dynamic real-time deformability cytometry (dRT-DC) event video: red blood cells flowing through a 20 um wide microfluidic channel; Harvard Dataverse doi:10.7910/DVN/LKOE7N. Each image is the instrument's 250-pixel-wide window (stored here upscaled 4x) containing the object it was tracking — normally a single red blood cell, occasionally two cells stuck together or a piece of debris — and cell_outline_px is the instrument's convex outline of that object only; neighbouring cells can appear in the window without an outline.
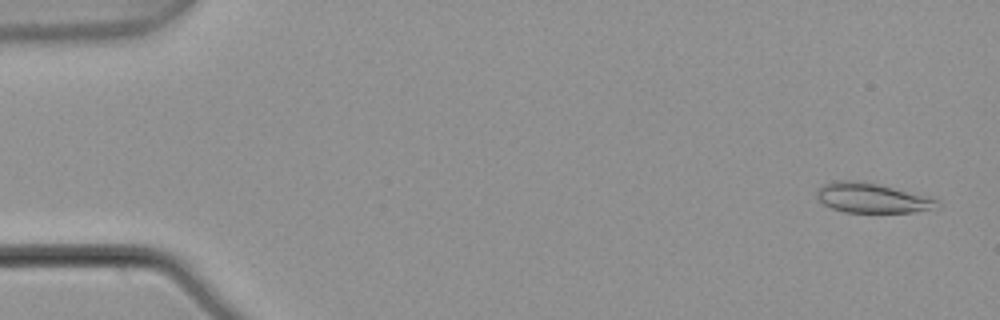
{"species": "common noctule bat (a hibernating species)", "species_latin": "Nyctalus noctula", "temperature_condition": "warm", "stored_images_in_passage": 4, "camera_frame_rate_fps": 3000, "um_per_image_px": 0.085, "animal": {"sex": "male", "body_mass_g": 21.5, "forearm_length_mm": 52.0}, "frame": {"image": 1, "passage_image": 1, "time_ms": 0.0, "image_size_px": [1000, 320], "cell_outline_px": [[940, 208], [912, 212], [844, 212], [832, 208], [824, 204], [816, 196], [816, 192], [824, 184], [840, 180], [844, 180], [880, 184], [928, 196], [940, 200]], "centroid_in_image_um": [74.19, 16.84], "position_along_channel_um": 10.8, "area_um2": 20.81}}
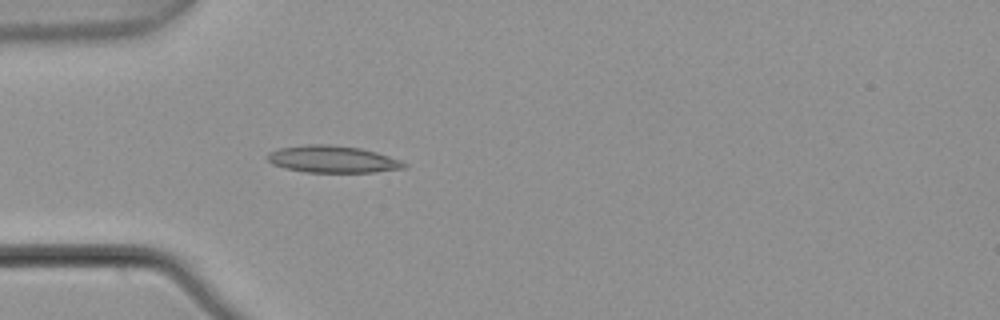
{"frame": {"image": 2, "passage_image": 4, "time_ms": 1.0, "image_size_px": [1000, 320], "cell_outline_px": [[408, 164], [404, 168], [372, 172], [304, 172], [284, 168], [272, 164], [264, 156], [268, 152], [280, 148], [308, 144], [328, 144], [360, 148], [376, 152], [400, 160]], "centroid_in_image_um": [28.22, 13.53], "position_along_channel_um": 56.8, "area_um2": 21.5}}